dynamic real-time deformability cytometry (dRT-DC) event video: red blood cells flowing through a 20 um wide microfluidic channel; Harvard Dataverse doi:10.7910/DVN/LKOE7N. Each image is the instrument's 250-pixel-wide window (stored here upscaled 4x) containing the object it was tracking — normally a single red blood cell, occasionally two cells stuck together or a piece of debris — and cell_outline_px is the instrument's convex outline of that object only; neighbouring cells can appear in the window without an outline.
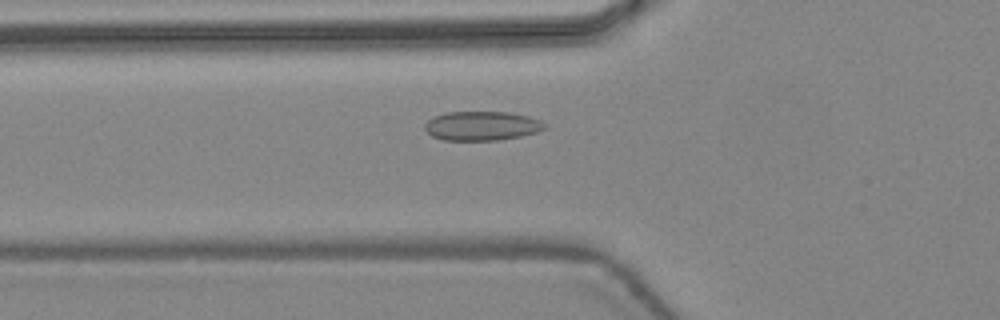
{"species": "common noctule bat (a hibernating species)", "species_latin": "Nyctalus noctula", "temperature_condition": "warm", "stored_images_in_passage": 47, "camera_frame_rate_fps": 3000, "um_per_image_px": 0.085, "animal": {"sex": "female", "body_mass_g": 24.6, "forearm_length_mm": 56.2}, "frame": {"image": 1, "passage_image": 18, "time_ms": 5.667, "image_size_px": [1000, 320], "cell_outline_px": [[548, 128], [536, 132], [520, 136], [500, 140], [444, 140], [432, 136], [424, 128], [424, 124], [432, 116], [448, 112], [508, 112], [528, 116], [540, 120]], "centroid_in_image_um": [40.94, 10.7], "position_along_channel_um": 84.9, "area_um2": 20.4}}
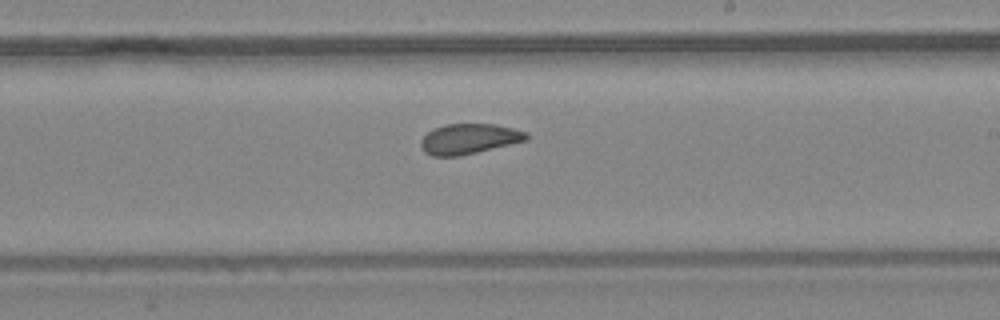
{"frame": {"image": 2, "passage_image": 29, "time_ms": 9.333, "image_size_px": [1000, 320], "cell_outline_px": [[528, 140], [460, 156], [432, 156], [424, 152], [420, 144], [420, 140], [432, 128], [444, 124], [496, 124], [528, 132]], "centroid_in_image_um": [39.85, 11.8], "position_along_channel_um": 249.1, "area_um2": 18.73}}
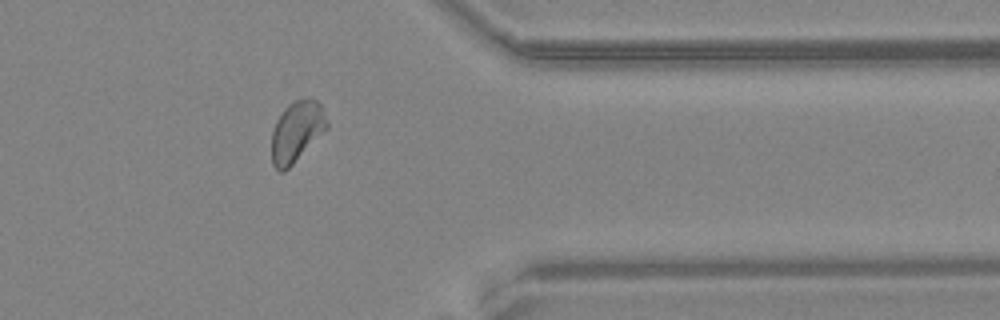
{"frame": {"image": 3, "passage_image": 39, "time_ms": 12.667, "image_size_px": [1000, 320], "cell_outline_px": [[328, 128], [284, 172], [280, 172], [272, 164], [272, 132], [276, 120], [284, 108], [288, 104], [296, 100], [308, 96], [316, 100], [320, 104], [328, 124]], "centroid_in_image_um": [25.21, 11.15], "position_along_channel_um": 386.2, "area_um2": 19.48}, "authors_computed_cell_mechanics": {"area_um2": 19.4786, "velocity_mm_per_s": 4.4706, "shape_relaxation_time_tau1_ms": null, "shape_relaxation_time_tau2_ms": 0.7228, "deformation_change_tau1": null, "deformation_change_tau2": 0.0496}}